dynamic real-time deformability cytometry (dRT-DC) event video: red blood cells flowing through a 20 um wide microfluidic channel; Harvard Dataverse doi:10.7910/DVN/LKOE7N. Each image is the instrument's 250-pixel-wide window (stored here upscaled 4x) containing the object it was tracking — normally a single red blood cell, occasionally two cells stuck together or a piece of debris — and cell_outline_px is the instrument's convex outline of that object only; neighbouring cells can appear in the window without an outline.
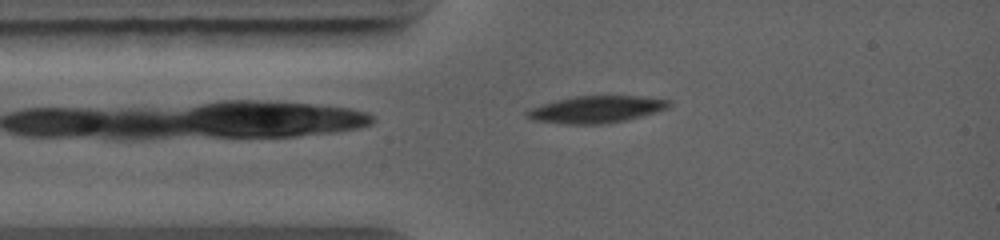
{"species": "common noctule bat (a hibernating species)", "species_latin": "Nyctalus noctula", "temperature_condition": "warm", "stored_images_in_passage": 3, "camera_frame_rate_fps": 5000, "um_per_image_px": 0.085, "animal": {"sex": "female", "body_mass_g": 19.0, "forearm_length_mm": 56.7}, "frame": {"image": 1, "passage_image": 1, "time_ms": 0.0, "image_size_px": [1000, 240], "cell_outline_px": [[672, 104], [668, 108], [640, 116], [624, 120], [600, 124], [568, 124], [528, 120], [524, 116], [524, 112], [528, 108], [556, 100], [576, 96], [640, 96], [672, 100]], "centroid_in_image_um": [50.61, 9.29], "position_along_channel_um": 34.4, "area_um2": 22.43}}
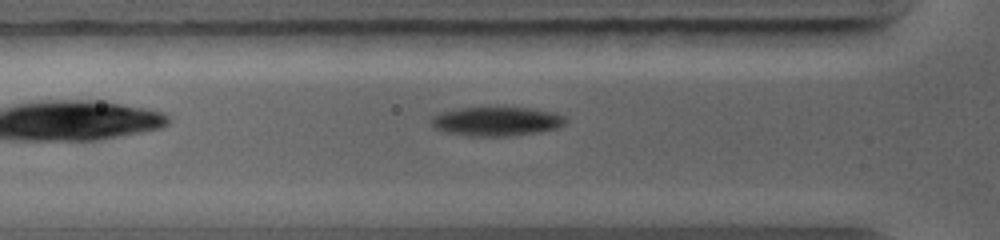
{"frame": {"image": 2, "passage_image": 3, "time_ms": 1.2, "image_size_px": [1000, 240], "cell_outline_px": [[568, 124], [560, 128], [540, 132], [516, 136], [464, 136], [440, 132], [432, 128], [432, 116], [440, 112], [456, 108], [496, 104], [528, 108], [556, 112], [564, 116], [568, 120]], "centroid_in_image_um": [42.21, 10.28], "position_along_channel_um": 83.6, "area_um2": 24.45}}